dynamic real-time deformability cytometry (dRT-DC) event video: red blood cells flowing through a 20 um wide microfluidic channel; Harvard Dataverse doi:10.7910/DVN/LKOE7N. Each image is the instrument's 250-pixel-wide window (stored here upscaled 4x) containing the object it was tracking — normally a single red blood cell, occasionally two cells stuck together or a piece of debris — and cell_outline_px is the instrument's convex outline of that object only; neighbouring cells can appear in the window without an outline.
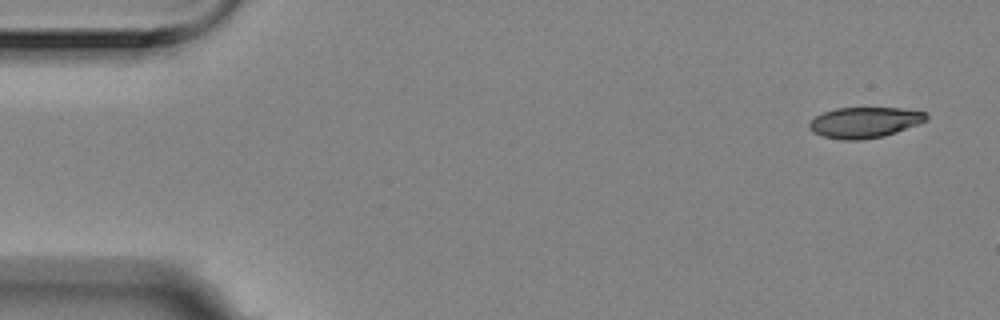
{"species": "Egyptian fruit bat (a non-hibernating species)", "species_latin": "Rousettus aegyptiacus", "temperature_condition": "room temperature", "stored_images_in_passage": 4, "camera_frame_rate_fps": 3000, "um_per_image_px": 0.085, "animal": {"sex": "female"}, "frame": {"image": 1, "passage_image": 1, "time_ms": 0.0, "image_size_px": [1000, 320], "cell_outline_px": [[928, 120], [896, 132], [884, 136], [860, 140], [844, 140], [824, 136], [812, 132], [808, 128], [808, 124], [816, 116], [824, 112], [836, 108], [900, 108], [928, 112]], "centroid_in_image_um": [73.5, 10.4], "position_along_channel_um": 11.5, "area_um2": 20.92}}